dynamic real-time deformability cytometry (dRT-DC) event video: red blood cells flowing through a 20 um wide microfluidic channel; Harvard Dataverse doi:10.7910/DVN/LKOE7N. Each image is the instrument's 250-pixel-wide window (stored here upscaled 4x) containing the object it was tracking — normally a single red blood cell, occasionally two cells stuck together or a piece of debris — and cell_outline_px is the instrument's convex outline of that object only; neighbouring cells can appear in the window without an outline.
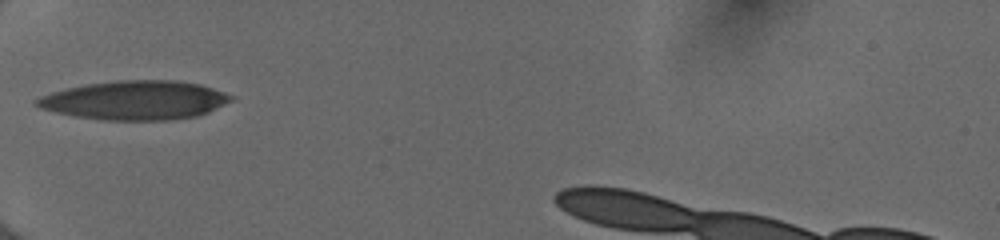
{"species": "human", "species_latin": "Homo sapiens", "temperature_condition": "cold", "stored_images_in_passage": 31, "camera_frame_rate_fps": 3000, "um_per_image_px": 0.085, "donor": {"sex": "female"}, "frame": {"image": 1, "passage_image": 1, "time_ms": 0.0, "image_size_px": [1000, 240], "cell_outline_px": [[236, 100], [208, 112], [196, 116], [168, 120], [100, 120], [76, 116], [56, 112], [40, 108], [32, 100], [40, 96], [52, 92], [68, 88], [88, 84], [116, 80], [176, 80], [200, 84], [236, 96]], "centroid_in_image_um": [11.52, 8.52], "position_along_channel_um": 73.5, "area_um2": 44.27}}
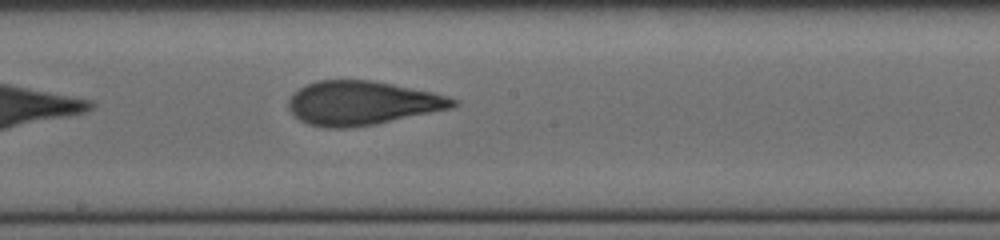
{"frame": {"image": 2, "passage_image": 12, "time_ms": 3.667, "image_size_px": [1000, 240], "cell_outline_px": [[460, 104], [452, 108], [376, 124], [348, 128], [328, 128], [308, 124], [300, 120], [288, 108], [288, 100], [300, 88], [316, 80], [372, 80], [432, 92], [448, 96], [460, 100]], "centroid_in_image_um": [30.82, 8.76], "position_along_channel_um": 217.4, "area_um2": 42.08}}
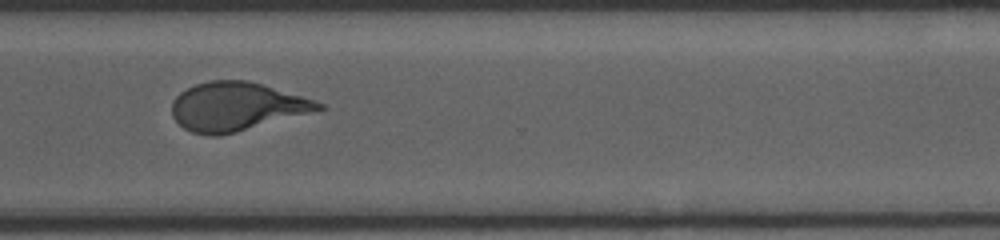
{"frame": {"image": 3, "passage_image": 22, "time_ms": 7.0, "image_size_px": [1000, 240], "cell_outline_px": [[324, 108], [236, 132], [220, 136], [208, 136], [192, 132], [184, 128], [172, 116], [172, 100], [180, 92], [196, 84], [212, 80], [248, 80], [300, 96], [324, 104]], "centroid_in_image_um": [20.02, 9.06], "position_along_channel_um": 350.6, "area_um2": 40.75}, "authors_computed_cell_mechanics": {"area_um2": 42.1362, "velocity_mm_per_s": 4.002, "shape_relaxation_time_tau1_ms": 6.2261, "shape_relaxation_time_tau2_ms": 1.0933, "deformation_change_tau1": 0.235, "deformation_change_tau2": 0.0954}}